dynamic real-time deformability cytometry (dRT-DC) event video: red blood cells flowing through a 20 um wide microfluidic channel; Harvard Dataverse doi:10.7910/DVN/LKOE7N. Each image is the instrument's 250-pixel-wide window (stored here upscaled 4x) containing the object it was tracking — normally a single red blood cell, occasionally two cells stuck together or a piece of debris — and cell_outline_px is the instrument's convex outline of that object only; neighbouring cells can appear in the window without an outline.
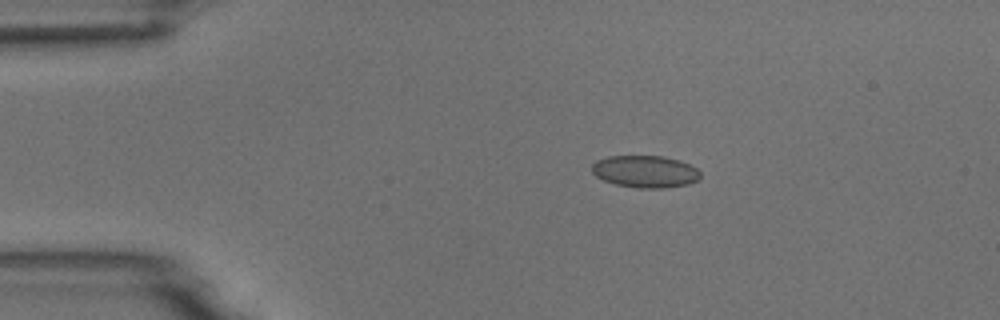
{"species": "common noctule bat (a hibernating species)", "species_latin": "Nyctalus noctula", "temperature_condition": "room temperature", "stored_images_in_passage": 11, "camera_frame_rate_fps": 3000, "um_per_image_px": 0.085, "animal": {"sex": "male", "body_mass_g": 18.8}, "frame": {"image": 1, "passage_image": 4, "time_ms": 3.333, "image_size_px": [1000, 320], "cell_outline_px": [[700, 176], [696, 180], [688, 184], [664, 188], [640, 188], [616, 184], [604, 180], [596, 176], [592, 172], [592, 164], [596, 160], [608, 156], [664, 156], [688, 164], [696, 168], [700, 172]], "centroid_in_image_um": [54.81, 14.58], "position_along_channel_um": 30.2, "area_um2": 20.11}}
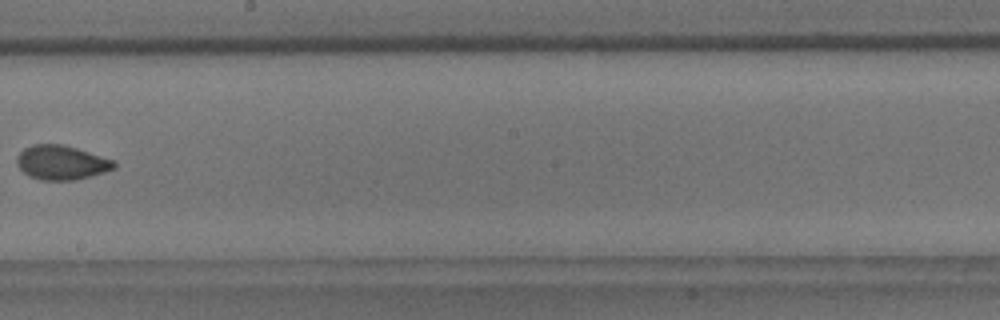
{"frame": {"image": 2, "passage_image": 10, "time_ms": 10.333, "image_size_px": [1000, 320], "cell_outline_px": [[116, 168], [92, 176], [76, 180], [40, 180], [28, 176], [16, 164], [16, 160], [20, 152], [24, 148], [32, 144], [60, 144], [76, 148], [116, 160]], "centroid_in_image_um": [5.24, 13.82], "position_along_channel_um": 243.0, "area_um2": 19.59}}